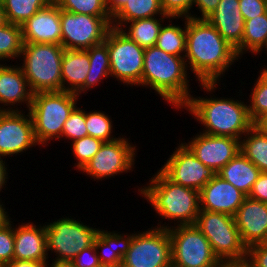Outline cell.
Returning <instances> with one entry per match:
<instances>
[{
    "label": "cell",
    "instance_id": "cell-1",
    "mask_svg": "<svg viewBox=\"0 0 267 267\" xmlns=\"http://www.w3.org/2000/svg\"><path fill=\"white\" fill-rule=\"evenodd\" d=\"M185 20L186 52L184 58L186 65L191 67L202 88L212 93L217 87L220 76L234 61L238 60V55L235 48L207 19L185 17Z\"/></svg>",
    "mask_w": 267,
    "mask_h": 267
},
{
    "label": "cell",
    "instance_id": "cell-2",
    "mask_svg": "<svg viewBox=\"0 0 267 267\" xmlns=\"http://www.w3.org/2000/svg\"><path fill=\"white\" fill-rule=\"evenodd\" d=\"M184 57L175 56L152 46L144 51L141 85L151 87L175 108L181 109L191 94Z\"/></svg>",
    "mask_w": 267,
    "mask_h": 267
},
{
    "label": "cell",
    "instance_id": "cell-3",
    "mask_svg": "<svg viewBox=\"0 0 267 267\" xmlns=\"http://www.w3.org/2000/svg\"><path fill=\"white\" fill-rule=\"evenodd\" d=\"M194 115L206 130L202 133L242 139L254 125L249 108L244 102L233 99L194 98L192 95L182 108Z\"/></svg>",
    "mask_w": 267,
    "mask_h": 267
},
{
    "label": "cell",
    "instance_id": "cell-4",
    "mask_svg": "<svg viewBox=\"0 0 267 267\" xmlns=\"http://www.w3.org/2000/svg\"><path fill=\"white\" fill-rule=\"evenodd\" d=\"M150 183L138 191L162 218L176 220L177 225H192L200 211L199 191L169 180L160 170Z\"/></svg>",
    "mask_w": 267,
    "mask_h": 267
},
{
    "label": "cell",
    "instance_id": "cell-5",
    "mask_svg": "<svg viewBox=\"0 0 267 267\" xmlns=\"http://www.w3.org/2000/svg\"><path fill=\"white\" fill-rule=\"evenodd\" d=\"M78 96L72 92H38L33 95L29 113L38 145L60 139L65 121L76 107ZM46 143V144H45Z\"/></svg>",
    "mask_w": 267,
    "mask_h": 267
},
{
    "label": "cell",
    "instance_id": "cell-6",
    "mask_svg": "<svg viewBox=\"0 0 267 267\" xmlns=\"http://www.w3.org/2000/svg\"><path fill=\"white\" fill-rule=\"evenodd\" d=\"M57 44H23L21 69L33 93L62 91V56Z\"/></svg>",
    "mask_w": 267,
    "mask_h": 267
},
{
    "label": "cell",
    "instance_id": "cell-7",
    "mask_svg": "<svg viewBox=\"0 0 267 267\" xmlns=\"http://www.w3.org/2000/svg\"><path fill=\"white\" fill-rule=\"evenodd\" d=\"M194 225L208 239L214 254L222 262L247 255L234 216L200 210Z\"/></svg>",
    "mask_w": 267,
    "mask_h": 267
},
{
    "label": "cell",
    "instance_id": "cell-8",
    "mask_svg": "<svg viewBox=\"0 0 267 267\" xmlns=\"http://www.w3.org/2000/svg\"><path fill=\"white\" fill-rule=\"evenodd\" d=\"M167 228L171 240L172 263L179 267H221L208 239L194 225H177Z\"/></svg>",
    "mask_w": 267,
    "mask_h": 267
},
{
    "label": "cell",
    "instance_id": "cell-9",
    "mask_svg": "<svg viewBox=\"0 0 267 267\" xmlns=\"http://www.w3.org/2000/svg\"><path fill=\"white\" fill-rule=\"evenodd\" d=\"M110 58V75L126 85H141L144 51L120 29L111 27L105 37Z\"/></svg>",
    "mask_w": 267,
    "mask_h": 267
},
{
    "label": "cell",
    "instance_id": "cell-10",
    "mask_svg": "<svg viewBox=\"0 0 267 267\" xmlns=\"http://www.w3.org/2000/svg\"><path fill=\"white\" fill-rule=\"evenodd\" d=\"M47 251H54L58 261L71 262L83 249L93 245L98 229L71 218H61L45 225Z\"/></svg>",
    "mask_w": 267,
    "mask_h": 267
},
{
    "label": "cell",
    "instance_id": "cell-11",
    "mask_svg": "<svg viewBox=\"0 0 267 267\" xmlns=\"http://www.w3.org/2000/svg\"><path fill=\"white\" fill-rule=\"evenodd\" d=\"M61 46L86 50L105 41L112 27L111 17H97L61 10Z\"/></svg>",
    "mask_w": 267,
    "mask_h": 267
},
{
    "label": "cell",
    "instance_id": "cell-12",
    "mask_svg": "<svg viewBox=\"0 0 267 267\" xmlns=\"http://www.w3.org/2000/svg\"><path fill=\"white\" fill-rule=\"evenodd\" d=\"M171 262L168 229L157 227L133 234L121 267H166Z\"/></svg>",
    "mask_w": 267,
    "mask_h": 267
},
{
    "label": "cell",
    "instance_id": "cell-13",
    "mask_svg": "<svg viewBox=\"0 0 267 267\" xmlns=\"http://www.w3.org/2000/svg\"><path fill=\"white\" fill-rule=\"evenodd\" d=\"M160 171L172 182L200 191L216 174L181 143Z\"/></svg>",
    "mask_w": 267,
    "mask_h": 267
},
{
    "label": "cell",
    "instance_id": "cell-14",
    "mask_svg": "<svg viewBox=\"0 0 267 267\" xmlns=\"http://www.w3.org/2000/svg\"><path fill=\"white\" fill-rule=\"evenodd\" d=\"M135 150L124 137L104 142L81 171L97 180L129 172L134 165Z\"/></svg>",
    "mask_w": 267,
    "mask_h": 267
},
{
    "label": "cell",
    "instance_id": "cell-15",
    "mask_svg": "<svg viewBox=\"0 0 267 267\" xmlns=\"http://www.w3.org/2000/svg\"><path fill=\"white\" fill-rule=\"evenodd\" d=\"M37 144L29 112H0V158L22 153Z\"/></svg>",
    "mask_w": 267,
    "mask_h": 267
},
{
    "label": "cell",
    "instance_id": "cell-16",
    "mask_svg": "<svg viewBox=\"0 0 267 267\" xmlns=\"http://www.w3.org/2000/svg\"><path fill=\"white\" fill-rule=\"evenodd\" d=\"M184 143L205 166L221 170L240 152V140L226 136L201 133Z\"/></svg>",
    "mask_w": 267,
    "mask_h": 267
},
{
    "label": "cell",
    "instance_id": "cell-17",
    "mask_svg": "<svg viewBox=\"0 0 267 267\" xmlns=\"http://www.w3.org/2000/svg\"><path fill=\"white\" fill-rule=\"evenodd\" d=\"M61 9L51 1L22 26L23 44L61 45Z\"/></svg>",
    "mask_w": 267,
    "mask_h": 267
},
{
    "label": "cell",
    "instance_id": "cell-18",
    "mask_svg": "<svg viewBox=\"0 0 267 267\" xmlns=\"http://www.w3.org/2000/svg\"><path fill=\"white\" fill-rule=\"evenodd\" d=\"M234 220L247 249L255 244L266 243L267 203L247 196L234 215Z\"/></svg>",
    "mask_w": 267,
    "mask_h": 267
},
{
    "label": "cell",
    "instance_id": "cell-19",
    "mask_svg": "<svg viewBox=\"0 0 267 267\" xmlns=\"http://www.w3.org/2000/svg\"><path fill=\"white\" fill-rule=\"evenodd\" d=\"M247 196L215 175L200 191V210L226 213L234 216Z\"/></svg>",
    "mask_w": 267,
    "mask_h": 267
},
{
    "label": "cell",
    "instance_id": "cell-20",
    "mask_svg": "<svg viewBox=\"0 0 267 267\" xmlns=\"http://www.w3.org/2000/svg\"><path fill=\"white\" fill-rule=\"evenodd\" d=\"M239 8V0H220L215 11L206 18L235 49L242 43L245 27Z\"/></svg>",
    "mask_w": 267,
    "mask_h": 267
},
{
    "label": "cell",
    "instance_id": "cell-21",
    "mask_svg": "<svg viewBox=\"0 0 267 267\" xmlns=\"http://www.w3.org/2000/svg\"><path fill=\"white\" fill-rule=\"evenodd\" d=\"M46 228L33 223L14 228V259L46 261L48 258Z\"/></svg>",
    "mask_w": 267,
    "mask_h": 267
},
{
    "label": "cell",
    "instance_id": "cell-22",
    "mask_svg": "<svg viewBox=\"0 0 267 267\" xmlns=\"http://www.w3.org/2000/svg\"><path fill=\"white\" fill-rule=\"evenodd\" d=\"M33 95L20 66H3L0 63V104L11 106L26 102L27 108L30 109Z\"/></svg>",
    "mask_w": 267,
    "mask_h": 267
},
{
    "label": "cell",
    "instance_id": "cell-23",
    "mask_svg": "<svg viewBox=\"0 0 267 267\" xmlns=\"http://www.w3.org/2000/svg\"><path fill=\"white\" fill-rule=\"evenodd\" d=\"M89 70L87 50L65 49L62 56V91L76 93L85 84Z\"/></svg>",
    "mask_w": 267,
    "mask_h": 267
},
{
    "label": "cell",
    "instance_id": "cell-24",
    "mask_svg": "<svg viewBox=\"0 0 267 267\" xmlns=\"http://www.w3.org/2000/svg\"><path fill=\"white\" fill-rule=\"evenodd\" d=\"M127 236V237H126ZM124 236L114 232L98 230L94 239L95 249L101 250L97 252L101 265L111 267H121L123 258L129 250L133 234Z\"/></svg>",
    "mask_w": 267,
    "mask_h": 267
},
{
    "label": "cell",
    "instance_id": "cell-25",
    "mask_svg": "<svg viewBox=\"0 0 267 267\" xmlns=\"http://www.w3.org/2000/svg\"><path fill=\"white\" fill-rule=\"evenodd\" d=\"M260 173L258 167L240 151L217 175L248 196Z\"/></svg>",
    "mask_w": 267,
    "mask_h": 267
},
{
    "label": "cell",
    "instance_id": "cell-26",
    "mask_svg": "<svg viewBox=\"0 0 267 267\" xmlns=\"http://www.w3.org/2000/svg\"><path fill=\"white\" fill-rule=\"evenodd\" d=\"M158 14L168 16L163 12L160 0H127L122 9L112 18V27L123 29L130 21L152 18Z\"/></svg>",
    "mask_w": 267,
    "mask_h": 267
},
{
    "label": "cell",
    "instance_id": "cell-27",
    "mask_svg": "<svg viewBox=\"0 0 267 267\" xmlns=\"http://www.w3.org/2000/svg\"><path fill=\"white\" fill-rule=\"evenodd\" d=\"M90 60V70L85 80V84L75 93L85 92L89 88H93L100 82L103 77H110V58L107 43L104 41L98 45L86 49Z\"/></svg>",
    "mask_w": 267,
    "mask_h": 267
},
{
    "label": "cell",
    "instance_id": "cell-28",
    "mask_svg": "<svg viewBox=\"0 0 267 267\" xmlns=\"http://www.w3.org/2000/svg\"><path fill=\"white\" fill-rule=\"evenodd\" d=\"M161 19L156 17L139 19L135 21H130L128 32L126 30L120 29L123 34H125L129 39L133 40L143 49L155 46L156 40L158 39L161 24L164 19L170 20L169 16H159ZM161 22V23H160Z\"/></svg>",
    "mask_w": 267,
    "mask_h": 267
},
{
    "label": "cell",
    "instance_id": "cell-29",
    "mask_svg": "<svg viewBox=\"0 0 267 267\" xmlns=\"http://www.w3.org/2000/svg\"><path fill=\"white\" fill-rule=\"evenodd\" d=\"M245 136L246 139L240 140L241 153L253 162L260 172H267V136L255 125Z\"/></svg>",
    "mask_w": 267,
    "mask_h": 267
},
{
    "label": "cell",
    "instance_id": "cell-30",
    "mask_svg": "<svg viewBox=\"0 0 267 267\" xmlns=\"http://www.w3.org/2000/svg\"><path fill=\"white\" fill-rule=\"evenodd\" d=\"M267 41V12L256 18L245 20L242 43L235 49L238 57L250 50L258 54Z\"/></svg>",
    "mask_w": 267,
    "mask_h": 267
},
{
    "label": "cell",
    "instance_id": "cell-31",
    "mask_svg": "<svg viewBox=\"0 0 267 267\" xmlns=\"http://www.w3.org/2000/svg\"><path fill=\"white\" fill-rule=\"evenodd\" d=\"M51 1L52 0H1L7 22L20 26Z\"/></svg>",
    "mask_w": 267,
    "mask_h": 267
},
{
    "label": "cell",
    "instance_id": "cell-32",
    "mask_svg": "<svg viewBox=\"0 0 267 267\" xmlns=\"http://www.w3.org/2000/svg\"><path fill=\"white\" fill-rule=\"evenodd\" d=\"M155 46L168 54L184 57L182 53L186 52V21L184 29L172 23L162 25Z\"/></svg>",
    "mask_w": 267,
    "mask_h": 267
},
{
    "label": "cell",
    "instance_id": "cell-33",
    "mask_svg": "<svg viewBox=\"0 0 267 267\" xmlns=\"http://www.w3.org/2000/svg\"><path fill=\"white\" fill-rule=\"evenodd\" d=\"M23 48L20 25L5 23L0 26V60L20 57Z\"/></svg>",
    "mask_w": 267,
    "mask_h": 267
},
{
    "label": "cell",
    "instance_id": "cell-34",
    "mask_svg": "<svg viewBox=\"0 0 267 267\" xmlns=\"http://www.w3.org/2000/svg\"><path fill=\"white\" fill-rule=\"evenodd\" d=\"M61 9L71 13L111 17L108 13L106 0H53Z\"/></svg>",
    "mask_w": 267,
    "mask_h": 267
},
{
    "label": "cell",
    "instance_id": "cell-35",
    "mask_svg": "<svg viewBox=\"0 0 267 267\" xmlns=\"http://www.w3.org/2000/svg\"><path fill=\"white\" fill-rule=\"evenodd\" d=\"M85 123L88 136L97 138L103 142H111L117 138L112 137V120L104 112L92 111L86 113L85 111Z\"/></svg>",
    "mask_w": 267,
    "mask_h": 267
},
{
    "label": "cell",
    "instance_id": "cell-36",
    "mask_svg": "<svg viewBox=\"0 0 267 267\" xmlns=\"http://www.w3.org/2000/svg\"><path fill=\"white\" fill-rule=\"evenodd\" d=\"M252 89L251 105H248L249 115L254 124L267 115V80L260 74Z\"/></svg>",
    "mask_w": 267,
    "mask_h": 267
},
{
    "label": "cell",
    "instance_id": "cell-37",
    "mask_svg": "<svg viewBox=\"0 0 267 267\" xmlns=\"http://www.w3.org/2000/svg\"><path fill=\"white\" fill-rule=\"evenodd\" d=\"M103 143V141L91 136H85L73 141L72 149L73 154L78 161L76 165L78 171L79 169L81 171L86 166L92 157L99 151Z\"/></svg>",
    "mask_w": 267,
    "mask_h": 267
},
{
    "label": "cell",
    "instance_id": "cell-38",
    "mask_svg": "<svg viewBox=\"0 0 267 267\" xmlns=\"http://www.w3.org/2000/svg\"><path fill=\"white\" fill-rule=\"evenodd\" d=\"M64 136L71 139L72 142L88 136L84 110H81V108H78L77 106L74 108L69 115V118L64 123L61 138Z\"/></svg>",
    "mask_w": 267,
    "mask_h": 267
},
{
    "label": "cell",
    "instance_id": "cell-39",
    "mask_svg": "<svg viewBox=\"0 0 267 267\" xmlns=\"http://www.w3.org/2000/svg\"><path fill=\"white\" fill-rule=\"evenodd\" d=\"M14 260V228L11 221L0 228V267Z\"/></svg>",
    "mask_w": 267,
    "mask_h": 267
},
{
    "label": "cell",
    "instance_id": "cell-40",
    "mask_svg": "<svg viewBox=\"0 0 267 267\" xmlns=\"http://www.w3.org/2000/svg\"><path fill=\"white\" fill-rule=\"evenodd\" d=\"M194 0H160L163 12L170 18H189Z\"/></svg>",
    "mask_w": 267,
    "mask_h": 267
},
{
    "label": "cell",
    "instance_id": "cell-41",
    "mask_svg": "<svg viewBox=\"0 0 267 267\" xmlns=\"http://www.w3.org/2000/svg\"><path fill=\"white\" fill-rule=\"evenodd\" d=\"M239 4L244 21L267 12V0H239Z\"/></svg>",
    "mask_w": 267,
    "mask_h": 267
},
{
    "label": "cell",
    "instance_id": "cell-42",
    "mask_svg": "<svg viewBox=\"0 0 267 267\" xmlns=\"http://www.w3.org/2000/svg\"><path fill=\"white\" fill-rule=\"evenodd\" d=\"M75 267H99L101 263L94 244L78 253L71 261Z\"/></svg>",
    "mask_w": 267,
    "mask_h": 267
},
{
    "label": "cell",
    "instance_id": "cell-43",
    "mask_svg": "<svg viewBox=\"0 0 267 267\" xmlns=\"http://www.w3.org/2000/svg\"><path fill=\"white\" fill-rule=\"evenodd\" d=\"M248 197L267 203V172H261L259 174Z\"/></svg>",
    "mask_w": 267,
    "mask_h": 267
},
{
    "label": "cell",
    "instance_id": "cell-44",
    "mask_svg": "<svg viewBox=\"0 0 267 267\" xmlns=\"http://www.w3.org/2000/svg\"><path fill=\"white\" fill-rule=\"evenodd\" d=\"M247 255L256 267H267V244H255L248 248Z\"/></svg>",
    "mask_w": 267,
    "mask_h": 267
},
{
    "label": "cell",
    "instance_id": "cell-45",
    "mask_svg": "<svg viewBox=\"0 0 267 267\" xmlns=\"http://www.w3.org/2000/svg\"><path fill=\"white\" fill-rule=\"evenodd\" d=\"M219 2L220 0H194L193 4H196V6L199 8L201 17H196L193 15H191V17L196 19H206L215 11Z\"/></svg>",
    "mask_w": 267,
    "mask_h": 267
},
{
    "label": "cell",
    "instance_id": "cell-46",
    "mask_svg": "<svg viewBox=\"0 0 267 267\" xmlns=\"http://www.w3.org/2000/svg\"><path fill=\"white\" fill-rule=\"evenodd\" d=\"M221 267H256L248 255L242 258L228 259L222 261Z\"/></svg>",
    "mask_w": 267,
    "mask_h": 267
},
{
    "label": "cell",
    "instance_id": "cell-47",
    "mask_svg": "<svg viewBox=\"0 0 267 267\" xmlns=\"http://www.w3.org/2000/svg\"><path fill=\"white\" fill-rule=\"evenodd\" d=\"M48 261H26L14 259L5 267H48Z\"/></svg>",
    "mask_w": 267,
    "mask_h": 267
},
{
    "label": "cell",
    "instance_id": "cell-48",
    "mask_svg": "<svg viewBox=\"0 0 267 267\" xmlns=\"http://www.w3.org/2000/svg\"><path fill=\"white\" fill-rule=\"evenodd\" d=\"M127 0H106L108 13L113 18L126 4Z\"/></svg>",
    "mask_w": 267,
    "mask_h": 267
},
{
    "label": "cell",
    "instance_id": "cell-49",
    "mask_svg": "<svg viewBox=\"0 0 267 267\" xmlns=\"http://www.w3.org/2000/svg\"><path fill=\"white\" fill-rule=\"evenodd\" d=\"M5 161L0 158V191L1 189H3L2 187H4V185H6V179H7V168L5 167Z\"/></svg>",
    "mask_w": 267,
    "mask_h": 267
},
{
    "label": "cell",
    "instance_id": "cell-50",
    "mask_svg": "<svg viewBox=\"0 0 267 267\" xmlns=\"http://www.w3.org/2000/svg\"><path fill=\"white\" fill-rule=\"evenodd\" d=\"M254 125L267 136V115L261 117Z\"/></svg>",
    "mask_w": 267,
    "mask_h": 267
},
{
    "label": "cell",
    "instance_id": "cell-51",
    "mask_svg": "<svg viewBox=\"0 0 267 267\" xmlns=\"http://www.w3.org/2000/svg\"><path fill=\"white\" fill-rule=\"evenodd\" d=\"M4 210L5 209L0 202V228L10 222V219L8 218L9 215H7V212H5Z\"/></svg>",
    "mask_w": 267,
    "mask_h": 267
},
{
    "label": "cell",
    "instance_id": "cell-52",
    "mask_svg": "<svg viewBox=\"0 0 267 267\" xmlns=\"http://www.w3.org/2000/svg\"><path fill=\"white\" fill-rule=\"evenodd\" d=\"M50 267H75L72 262L69 261H58L53 262Z\"/></svg>",
    "mask_w": 267,
    "mask_h": 267
},
{
    "label": "cell",
    "instance_id": "cell-53",
    "mask_svg": "<svg viewBox=\"0 0 267 267\" xmlns=\"http://www.w3.org/2000/svg\"><path fill=\"white\" fill-rule=\"evenodd\" d=\"M5 23H7L5 11L2 2L0 1V26L4 25Z\"/></svg>",
    "mask_w": 267,
    "mask_h": 267
},
{
    "label": "cell",
    "instance_id": "cell-54",
    "mask_svg": "<svg viewBox=\"0 0 267 267\" xmlns=\"http://www.w3.org/2000/svg\"><path fill=\"white\" fill-rule=\"evenodd\" d=\"M261 75L267 80V68L261 70Z\"/></svg>",
    "mask_w": 267,
    "mask_h": 267
},
{
    "label": "cell",
    "instance_id": "cell-55",
    "mask_svg": "<svg viewBox=\"0 0 267 267\" xmlns=\"http://www.w3.org/2000/svg\"><path fill=\"white\" fill-rule=\"evenodd\" d=\"M1 108H2V107H0V112H1V111H15V109H13V108H11V107H8V108H6V109H5V108H2V109H1ZM10 108H11V109H10Z\"/></svg>",
    "mask_w": 267,
    "mask_h": 267
},
{
    "label": "cell",
    "instance_id": "cell-56",
    "mask_svg": "<svg viewBox=\"0 0 267 267\" xmlns=\"http://www.w3.org/2000/svg\"><path fill=\"white\" fill-rule=\"evenodd\" d=\"M166 267H179V266H176V265H174L172 262L169 264V265H167Z\"/></svg>",
    "mask_w": 267,
    "mask_h": 267
},
{
    "label": "cell",
    "instance_id": "cell-57",
    "mask_svg": "<svg viewBox=\"0 0 267 267\" xmlns=\"http://www.w3.org/2000/svg\"><path fill=\"white\" fill-rule=\"evenodd\" d=\"M262 48H266L267 49V41H266L265 45Z\"/></svg>",
    "mask_w": 267,
    "mask_h": 267
}]
</instances>
